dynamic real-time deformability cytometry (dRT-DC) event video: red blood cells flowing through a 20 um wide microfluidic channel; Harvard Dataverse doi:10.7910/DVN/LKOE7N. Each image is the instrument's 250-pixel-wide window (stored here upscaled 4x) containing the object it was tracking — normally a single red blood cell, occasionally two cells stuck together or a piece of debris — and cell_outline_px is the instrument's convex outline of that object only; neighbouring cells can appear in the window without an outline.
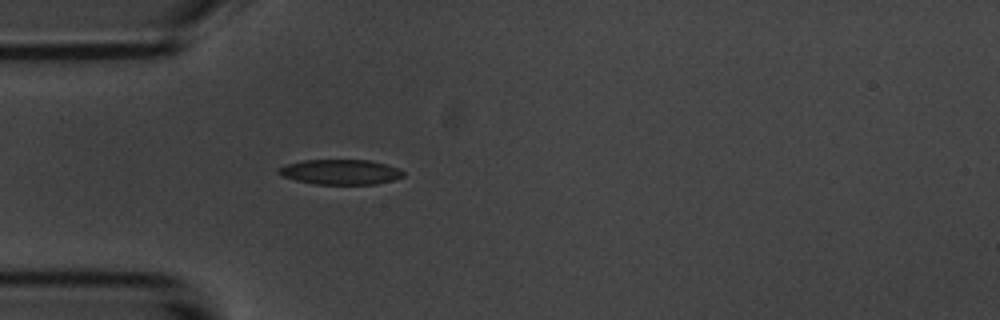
{"species": "common noctule bat (a hibernating species)", "species_latin": "Nyctalus noctula", "temperature_condition": "room temperature", "stored_images_in_passage": 4, "camera_frame_rate_fps": 3000, "um_per_image_px": 0.085, "animal": {"sex": "male", "body_mass_g": 20.1, "forearm_length_mm": 53.5}, "frame": {"image": 1, "passage_image": 4, "time_ms": 3.667, "image_size_px": [1000, 320], "cell_outline_px": [[404, 176], [392, 180], [376, 184], [312, 184], [280, 176], [276, 172], [276, 168], [284, 164], [304, 160], [372, 160], [400, 168], [404, 172]], "centroid_in_image_um": [28.89, 14.61], "position_along_channel_um": 56.1, "area_um2": 18.5}}